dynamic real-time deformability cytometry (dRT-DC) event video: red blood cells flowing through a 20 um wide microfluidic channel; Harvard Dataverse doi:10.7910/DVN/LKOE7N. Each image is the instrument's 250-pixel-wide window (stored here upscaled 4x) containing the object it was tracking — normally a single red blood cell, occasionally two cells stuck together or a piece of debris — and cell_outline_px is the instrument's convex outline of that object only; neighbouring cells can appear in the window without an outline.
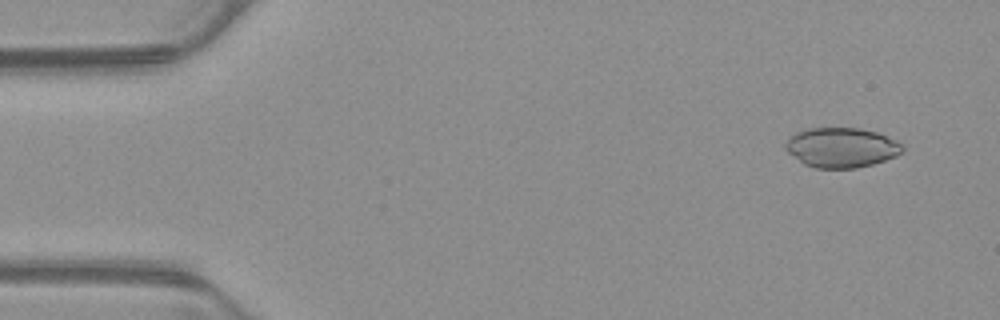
{"species": "common noctule bat (a hibernating species)", "species_latin": "Nyctalus noctula", "temperature_condition": "warm", "stored_images_in_passage": 53, "camera_frame_rate_fps": 3000, "um_per_image_px": 0.085, "animal": {"sex": "male", "body_mass_g": 23.1, "forearm_length_mm": 52.7}, "frame": {"image": 1, "passage_image": 4, "time_ms": 1.0, "image_size_px": [1000, 320], "cell_outline_px": [[904, 148], [896, 156], [872, 164], [856, 168], [816, 168], [804, 164], [788, 152], [784, 148], [784, 144], [796, 132], [808, 128], [860, 128], [876, 132], [896, 140]], "centroid_in_image_um": [71.5, 12.54], "position_along_channel_um": 13.5, "area_um2": 26.93}}
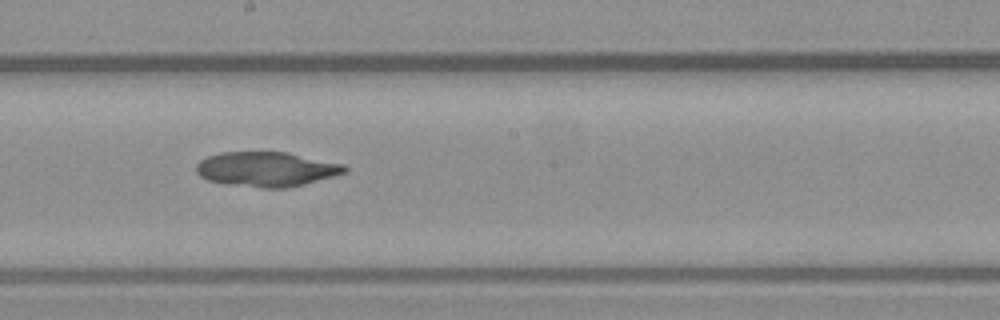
{"frame": {"image": 2, "passage_image": 29, "time_ms": 9.333, "image_size_px": [1000, 320], "cell_outline_px": [[348, 172], [304, 184], [288, 188], [260, 188], [228, 184], [208, 180], [200, 176], [196, 172], [196, 164], [200, 160], [208, 156], [220, 152], [288, 152], [344, 164], [348, 168]], "centroid_in_image_um": [22.66, 14.38], "position_along_channel_um": 225.5, "area_um2": 30.17}}
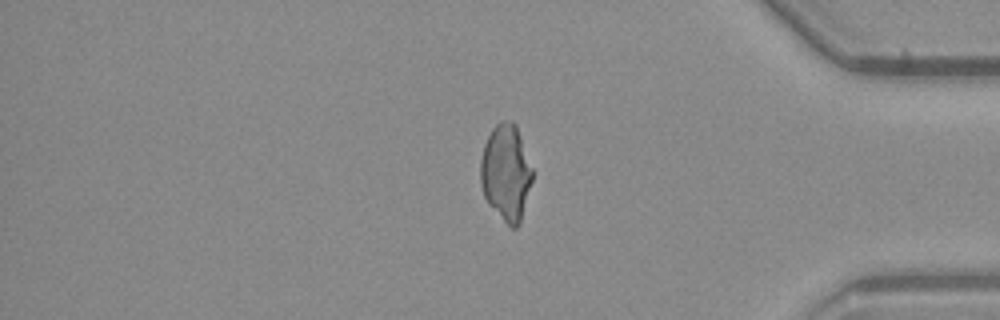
{"frame": {"image": 3, "passage_image": 44, "time_ms": 14.333, "image_size_px": [1000, 320], "cell_outline_px": [[532, 180], [520, 224], [516, 228], [512, 228], [488, 204], [484, 196], [480, 184], [480, 160], [484, 144], [492, 128], [500, 120], [512, 120], [516, 124], [532, 168]], "centroid_in_image_um": [42.99, 14.65], "position_along_channel_um": 392.2, "area_um2": 29.13}}